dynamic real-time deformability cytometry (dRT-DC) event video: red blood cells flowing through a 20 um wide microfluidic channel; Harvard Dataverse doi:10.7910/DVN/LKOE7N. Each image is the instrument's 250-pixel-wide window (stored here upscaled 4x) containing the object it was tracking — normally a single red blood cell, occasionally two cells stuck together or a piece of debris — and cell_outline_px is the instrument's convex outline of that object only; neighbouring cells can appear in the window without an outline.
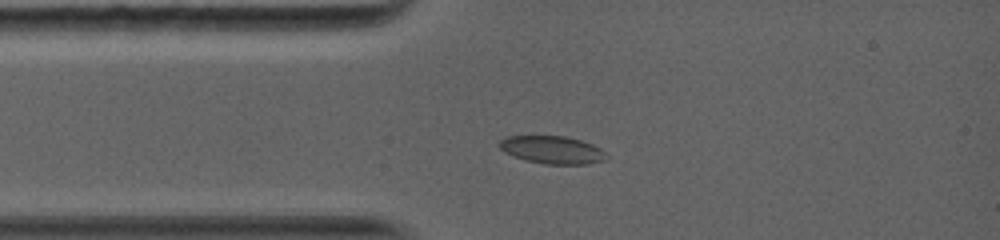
{"species": "common noctule bat (a hibernating species)", "species_latin": "Nyctalus noctula", "temperature_condition": "warm", "stored_images_in_passage": 8, "camera_frame_rate_fps": 5000, "um_per_image_px": 0.085, "animal": {"sex": "female", "body_mass_g": 19.0, "forearm_length_mm": 56.7}, "frame": {"image": 1, "passage_image": 4, "time_ms": 2.0, "image_size_px": [1000, 240], "cell_outline_px": [[608, 160], [588, 164], [544, 164], [512, 156], [504, 152], [496, 144], [500, 140], [508, 136], [568, 136], [592, 144], [600, 148], [604, 152]], "centroid_in_image_um": [46.93, 12.73], "position_along_channel_um": 38.1, "area_um2": 17.4}}
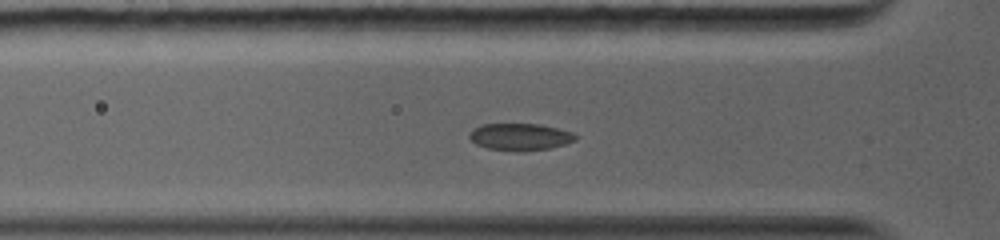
{"frame": {"image": 2, "passage_image": 6, "time_ms": 3.2, "image_size_px": [1000, 240], "cell_outline_px": [[576, 140], [552, 148], [524, 152], [512, 152], [488, 148], [476, 144], [468, 136], [468, 132], [472, 128], [480, 124], [540, 124], [572, 132], [576, 136]], "centroid_in_image_um": [44.16, 11.64], "position_along_channel_um": 81.6, "area_um2": 16.99}}
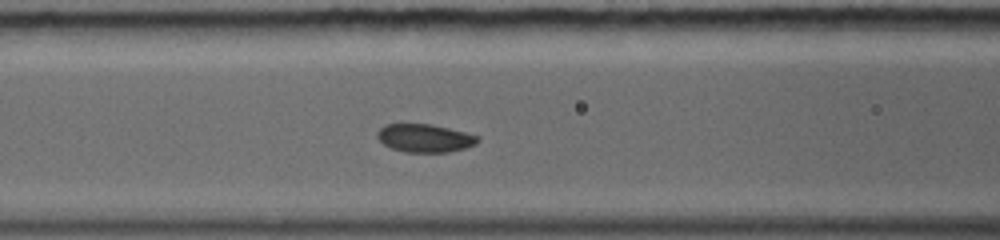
{"frame": {"image": 3, "passage_image": 8, "time_ms": 4.4, "image_size_px": [1000, 240], "cell_outline_px": [[480, 140], [476, 144], [464, 148], [448, 152], [404, 152], [392, 148], [384, 144], [376, 136], [376, 132], [384, 124], [432, 124], [480, 136]], "centroid_in_image_um": [36.1, 11.73], "position_along_channel_um": 130.5, "area_um2": 16.47}}